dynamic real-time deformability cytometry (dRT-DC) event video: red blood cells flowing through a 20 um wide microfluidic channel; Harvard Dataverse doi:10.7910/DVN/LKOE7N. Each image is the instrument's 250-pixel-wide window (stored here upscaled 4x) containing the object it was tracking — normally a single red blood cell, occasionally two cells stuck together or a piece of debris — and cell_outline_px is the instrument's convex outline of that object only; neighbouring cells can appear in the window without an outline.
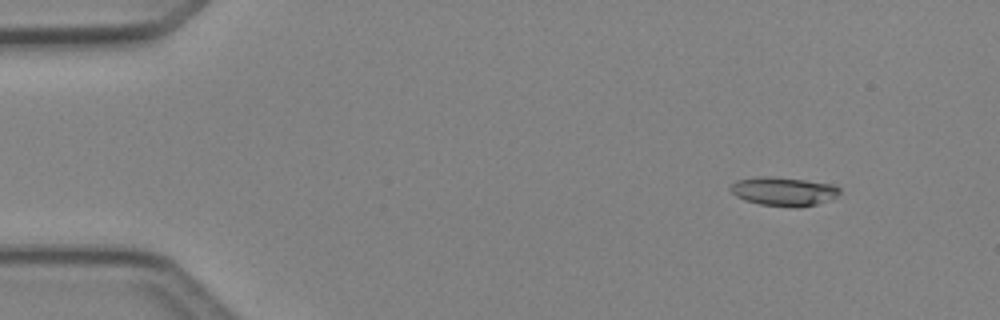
{"species": "Egyptian fruit bat (a non-hibernating species)", "species_latin": "Rousettus aegyptiacus", "temperature_condition": "cold", "stored_images_in_passage": 46, "camera_frame_rate_fps": 3000, "um_per_image_px": 0.085, "animal": {"sex": "female"}, "frame": {"image": 1, "passage_image": 2, "time_ms": 0.333, "image_size_px": [1000, 320], "cell_outline_px": [[840, 192], [836, 196], [816, 204], [796, 208], [792, 208], [760, 204], [744, 200], [736, 196], [728, 188], [736, 180], [764, 176], [772, 176], [804, 180], [832, 184], [840, 188]], "centroid_in_image_um": [66.57, 16.27], "position_along_channel_um": 18.4, "area_um2": 18.26}}
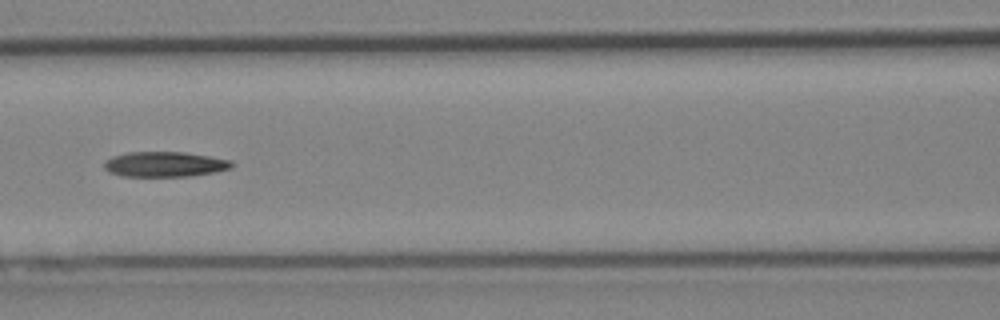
{"frame": {"image": 2, "passage_image": 19, "time_ms": 6.0, "image_size_px": [1000, 320], "cell_outline_px": [[236, 164], [232, 168], [216, 172], [192, 176], [120, 176], [108, 172], [104, 168], [104, 160], [112, 156], [128, 152], [184, 152], [232, 160]], "centroid_in_image_um": [14.01, 13.96], "position_along_channel_um": 152.6, "area_um2": 18.96}}
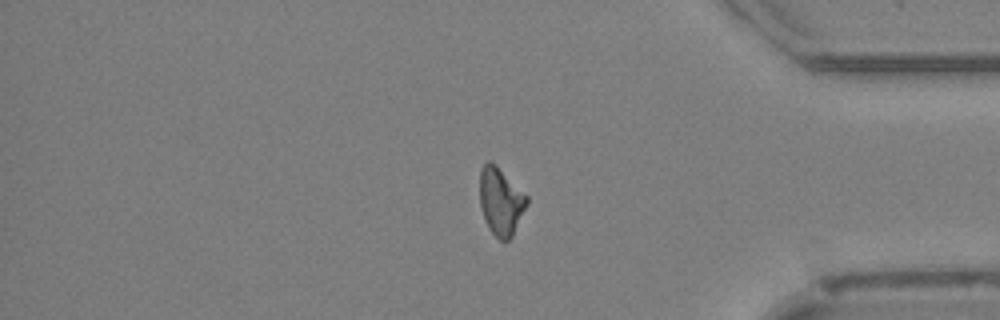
{"frame": {"image": 3, "passage_image": 38, "time_ms": 12.333, "image_size_px": [1000, 320], "cell_outline_px": [[528, 204], [512, 236], [508, 240], [500, 240], [488, 228], [480, 208], [480, 168], [488, 160], [496, 164], [528, 196]], "centroid_in_image_um": [42.56, 17.09], "position_along_channel_um": 392.6, "area_um2": 18.61}}